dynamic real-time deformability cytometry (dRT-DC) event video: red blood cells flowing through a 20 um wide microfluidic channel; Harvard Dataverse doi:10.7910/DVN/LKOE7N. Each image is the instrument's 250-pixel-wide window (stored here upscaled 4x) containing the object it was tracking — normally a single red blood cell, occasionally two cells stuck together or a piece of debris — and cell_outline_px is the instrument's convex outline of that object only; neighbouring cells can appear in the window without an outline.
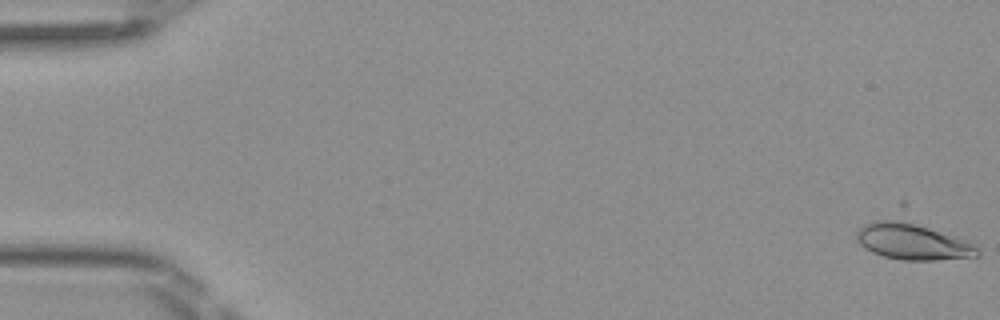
{"species": "Egyptian fruit bat (a non-hibernating species)", "species_latin": "Rousettus aegyptiacus", "temperature_condition": "room temperature", "stored_images_in_passage": 50, "camera_frame_rate_fps": 3000, "um_per_image_px": 0.085, "frame": {"image": 1, "passage_image": 1, "time_ms": 0.0, "image_size_px": [1000, 320], "cell_outline_px": [[980, 256], [936, 260], [900, 260], [884, 256], [872, 252], [864, 248], [856, 240], [856, 232], [864, 224], [900, 200], [904, 200], [976, 244], [980, 252]], "centroid_in_image_um": [77.61, 20.07], "position_along_channel_um": 7.4, "area_um2": 33.29}}
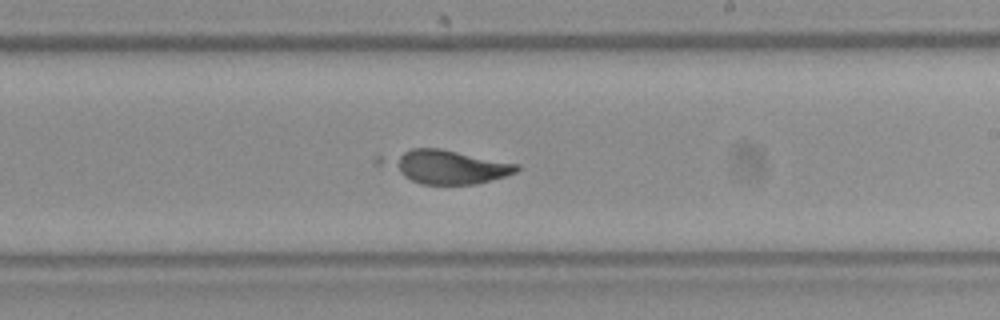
{"frame": {"image": 2, "passage_image": 30, "time_ms": 9.667, "image_size_px": [1000, 320], "cell_outline_px": [[520, 168], [516, 172], [504, 176], [476, 184], [420, 184], [372, 164], [372, 160], [376, 156], [412, 148], [440, 148], [520, 164]], "centroid_in_image_um": [37.72, 14.14], "position_along_channel_um": 251.3, "area_um2": 26.99}}
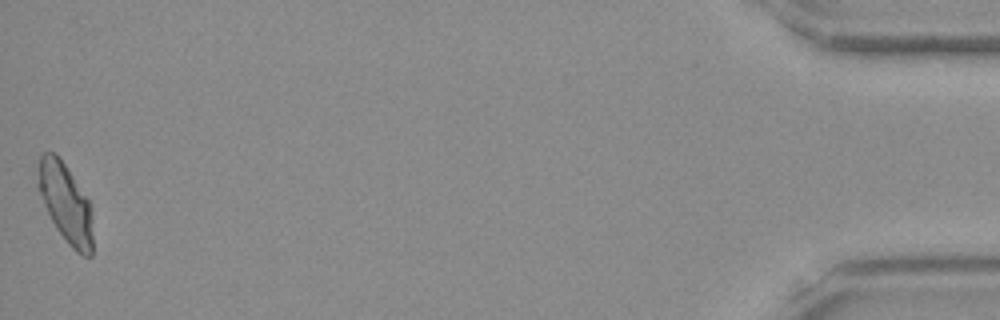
{"frame": {"image": 3, "passage_image": 50, "time_ms": 16.333, "image_size_px": [1000, 320], "cell_outline_px": [[92, 256], [84, 256], [76, 252], [68, 244], [56, 228], [36, 188], [36, 184], [40, 156], [44, 152], [56, 152], [88, 200], [92, 212]], "centroid_in_image_um": [5.56, 17.27], "position_along_channel_um": 429.6, "area_um2": 25.14}}